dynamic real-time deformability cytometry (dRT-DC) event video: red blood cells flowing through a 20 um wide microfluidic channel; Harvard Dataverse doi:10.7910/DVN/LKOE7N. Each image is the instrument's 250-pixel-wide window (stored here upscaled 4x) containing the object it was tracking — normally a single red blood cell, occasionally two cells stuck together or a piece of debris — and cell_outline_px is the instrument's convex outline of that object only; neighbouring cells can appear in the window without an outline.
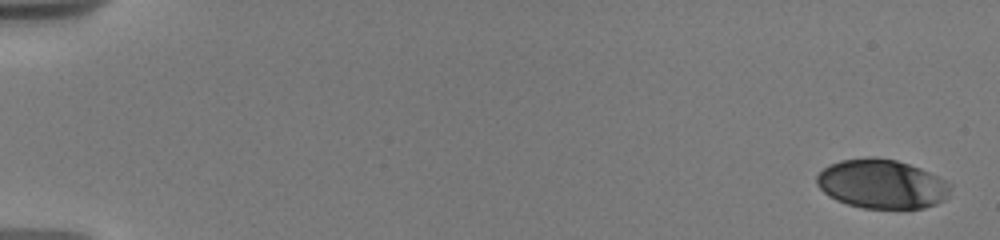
{"species": "human", "species_latin": "Homo sapiens", "temperature_condition": "warm", "stored_images_in_passage": 47, "camera_frame_rate_fps": 3000, "um_per_image_px": 0.085, "donor": {"sex": "male"}, "frame": {"image": 1, "passage_image": 1, "time_ms": 0.0, "image_size_px": [1000, 240], "cell_outline_px": [[952, 184], [948, 196], [944, 200], [936, 204], [924, 208], [864, 208], [848, 204], [836, 200], [828, 196], [816, 184], [816, 176], [828, 164], [840, 160], [868, 156], [872, 156], [896, 160], [920, 168]], "centroid_in_image_um": [74.93, 15.63], "position_along_channel_um": 10.1, "area_um2": 38.38}}
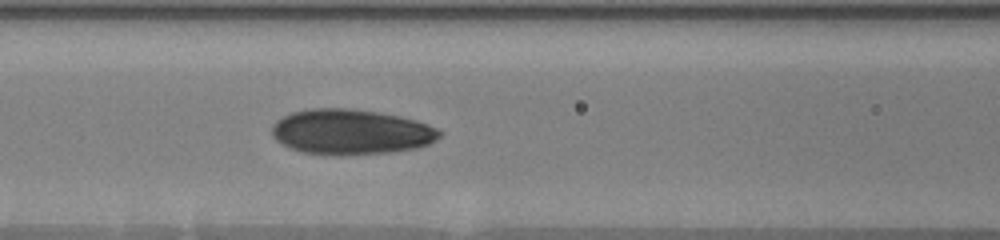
{"frame": {"image": 2, "passage_image": 20, "time_ms": 8.0, "image_size_px": [1000, 240], "cell_outline_px": [[444, 132], [436, 140], [428, 144], [416, 148], [392, 152], [340, 156], [304, 152], [288, 148], [276, 140], [272, 136], [272, 124], [276, 120], [292, 112], [312, 108], [348, 108], [380, 112], [400, 116], [416, 120], [428, 124]], "centroid_in_image_um": [29.83, 11.21], "position_along_channel_um": 136.8, "area_um2": 44.62}}
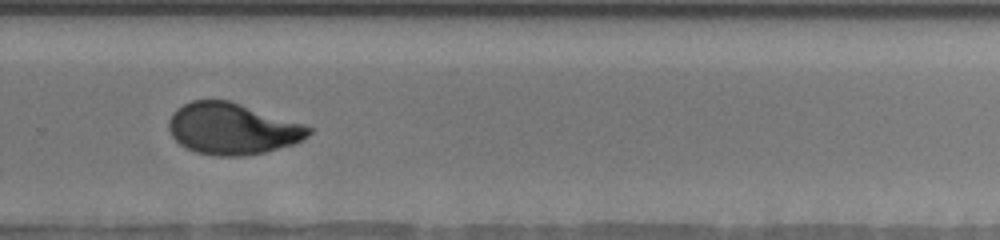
{"frame": {"image": 3, "passage_image": 34, "time_ms": 12.667, "image_size_px": [1000, 240], "cell_outline_px": [[312, 132], [308, 136], [292, 144], [264, 152], [244, 156], [212, 156], [196, 152], [180, 144], [172, 136], [168, 128], [168, 120], [172, 112], [176, 108], [192, 100], [228, 100], [304, 124], [312, 128]], "centroid_in_image_um": [19.71, 10.94], "position_along_channel_um": 310.1, "area_um2": 41.79}, "authors_computed_cell_mechanics": {"area_um2": 41.9628, "velocity_mm_per_s": 3.7175, "shape_relaxation_time_tau1_ms": 4.1696, "shape_relaxation_time_tau2_ms": 1.276, "deformation_change_tau1": 0.1698, "deformation_change_tau2": 0.0604}}